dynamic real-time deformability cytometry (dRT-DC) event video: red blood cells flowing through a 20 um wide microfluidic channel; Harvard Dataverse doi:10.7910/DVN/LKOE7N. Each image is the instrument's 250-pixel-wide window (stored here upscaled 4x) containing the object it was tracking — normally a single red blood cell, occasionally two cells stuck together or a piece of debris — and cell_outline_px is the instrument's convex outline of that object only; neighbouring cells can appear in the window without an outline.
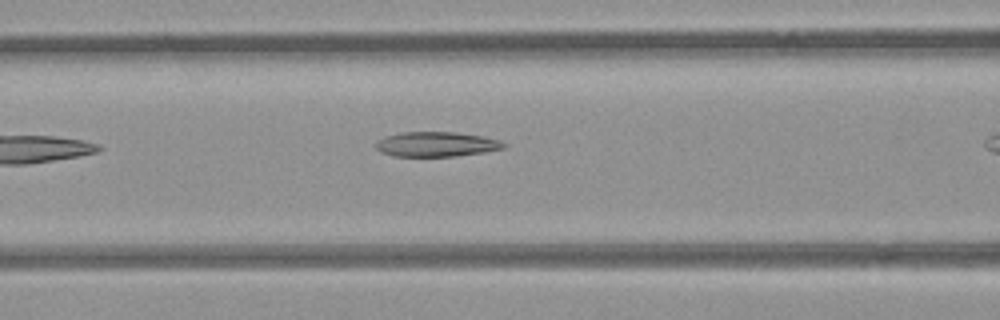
{"species": "common noctule bat (a hibernating species)", "species_latin": "Nyctalus noctula", "temperature_condition": "room temperature", "stored_images_in_passage": 11, "segment_of_instrument_passage": [1, 2], "camera_frame_rate_fps": 3000, "um_per_image_px": 0.085, "animal": {"sex": "female", "body_mass_g": 21.9}, "frame": {"image": 1, "passage_image": 7, "time_ms": 2.0, "image_size_px": [1000, 320], "cell_outline_px": [[508, 144], [504, 148], [484, 152], [456, 156], [392, 156], [380, 152], [372, 144], [376, 140], [400, 132], [456, 132], [484, 136], [500, 140]], "centroid_in_image_um": [37.08, 12.26], "position_along_channel_um": 129.5, "area_um2": 18.73}}